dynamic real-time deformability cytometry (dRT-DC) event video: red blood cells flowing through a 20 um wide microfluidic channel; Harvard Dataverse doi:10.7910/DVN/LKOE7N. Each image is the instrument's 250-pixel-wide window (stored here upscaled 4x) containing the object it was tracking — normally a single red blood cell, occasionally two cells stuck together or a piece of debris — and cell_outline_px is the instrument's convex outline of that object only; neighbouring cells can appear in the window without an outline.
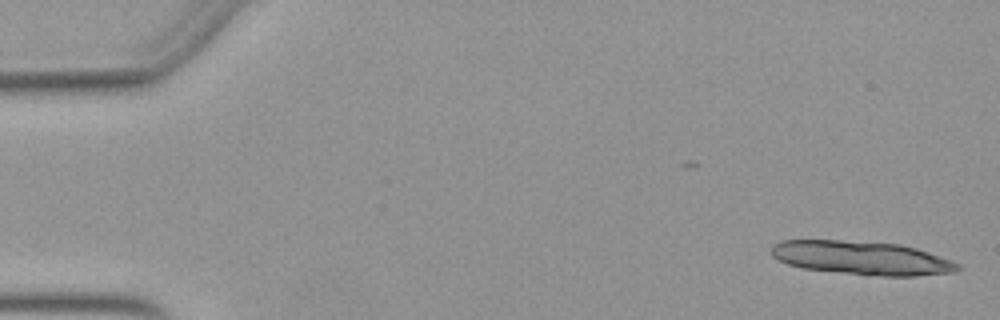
{"species": "Egyptian fruit bat (a non-hibernating species)", "species_latin": "Rousettus aegyptiacus", "temperature_condition": "warm", "stored_images_in_passage": 14, "camera_frame_rate_fps": 3000, "um_per_image_px": 0.085, "animal": {"sex": "female"}, "frame": {"image": 1, "passage_image": 1, "time_ms": 0.0, "image_size_px": [1000, 320], "cell_outline_px": [[960, 268], [952, 272], [916, 276], [864, 276], [804, 268], [788, 264], [772, 256], [772, 244], [780, 240], [840, 240], [900, 244], [916, 248], [928, 252], [960, 264]], "centroid_in_image_um": [73.22, 21.93], "position_along_channel_um": 11.8, "area_um2": 36.59}}